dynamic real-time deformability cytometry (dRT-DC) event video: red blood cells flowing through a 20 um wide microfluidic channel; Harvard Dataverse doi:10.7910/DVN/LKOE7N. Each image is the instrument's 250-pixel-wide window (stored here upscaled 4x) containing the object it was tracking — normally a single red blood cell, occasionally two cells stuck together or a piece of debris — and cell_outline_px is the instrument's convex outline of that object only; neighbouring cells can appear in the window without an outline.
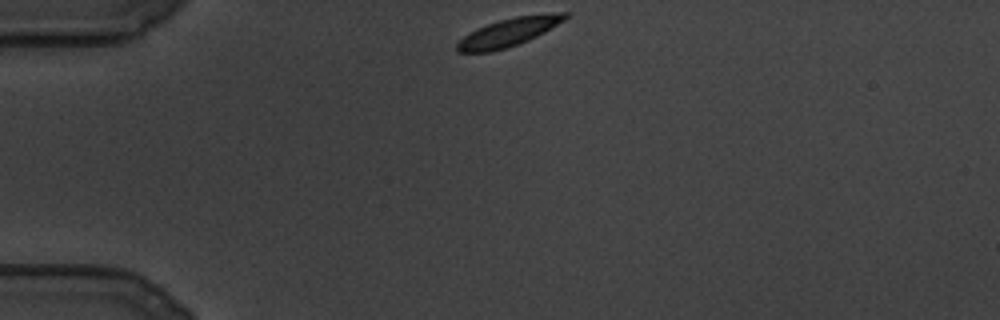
{"species": "common noctule bat (a hibernating species)", "species_latin": "Nyctalus noctula", "temperature_condition": "cold", "stored_images_in_passage": 78, "camera_frame_rate_fps": 3000, "um_per_image_px": 0.085, "animal": {"sex": "male", "body_mass_g": 19.5, "forearm_length_mm": 54.6}, "frame": {"image": 1, "passage_image": 1, "time_ms": 0.0, "image_size_px": [1000, 320], "cell_outline_px": [[568, 16], [564, 20], [544, 32], [528, 40], [508, 48], [492, 52], [456, 52], [456, 44], [464, 36], [476, 28], [500, 20], [516, 16], [556, 12], [568, 12]], "centroid_in_image_um": [43.22, 2.74], "position_along_channel_um": 41.8, "area_um2": 17.69}}
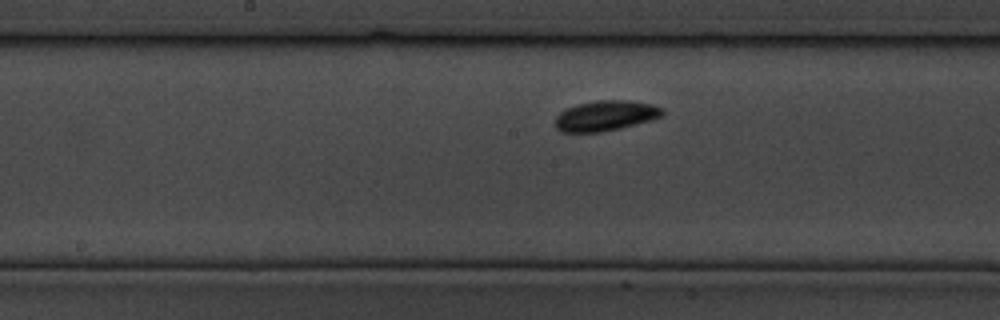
{"frame": {"image": 2, "passage_image": 34, "time_ms": 11.0, "image_size_px": [1000, 320], "cell_outline_px": [[664, 112], [660, 116], [652, 120], [620, 128], [600, 132], [560, 132], [556, 128], [556, 116], [560, 112], [576, 104], [600, 100], [628, 100], [652, 104], [660, 108]], "centroid_in_image_um": [51.45, 9.84], "position_along_channel_um": 196.7, "area_um2": 18.79}}
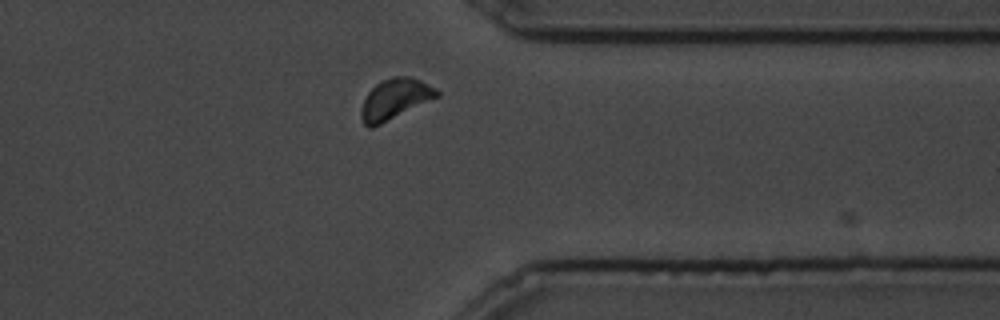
{"frame": {"image": 3, "passage_image": 66, "time_ms": 21.667, "image_size_px": [1000, 320], "cell_outline_px": [[440, 96], [372, 128], [368, 128], [364, 124], [360, 116], [360, 108], [368, 92], [380, 80], [392, 76], [408, 76], [420, 80], [436, 88], [440, 92]], "centroid_in_image_um": [33.56, 8.41], "position_along_channel_um": 377.8, "area_um2": 17.98}}